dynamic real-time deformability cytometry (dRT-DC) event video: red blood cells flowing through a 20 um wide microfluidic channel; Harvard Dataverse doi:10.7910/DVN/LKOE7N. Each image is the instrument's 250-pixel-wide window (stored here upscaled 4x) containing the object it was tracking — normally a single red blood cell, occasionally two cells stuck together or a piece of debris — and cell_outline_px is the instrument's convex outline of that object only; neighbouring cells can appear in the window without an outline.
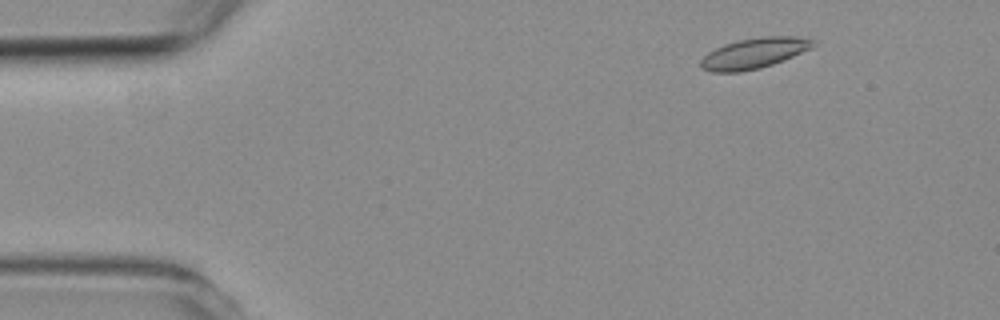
{"species": "common noctule bat (a hibernating species)", "species_latin": "Nyctalus noctula", "temperature_condition": "room temperature", "stored_images_in_passage": 5, "camera_frame_rate_fps": 3000, "um_per_image_px": 0.085, "animal": {"sex": "female", "body_mass_g": 19.3, "forearm_length_mm": 54.1}, "frame": {"image": 1, "passage_image": 2, "time_ms": 1.333, "image_size_px": [1000, 320], "cell_outline_px": [[816, 44], [812, 48], [772, 64], [760, 68], [740, 72], [712, 72], [700, 68], [700, 60], [708, 52], [724, 44], [740, 40], [760, 36], [800, 36], [816, 40]], "centroid_in_image_um": [64.11, 4.51], "position_along_channel_um": 20.9, "area_um2": 20.06}}
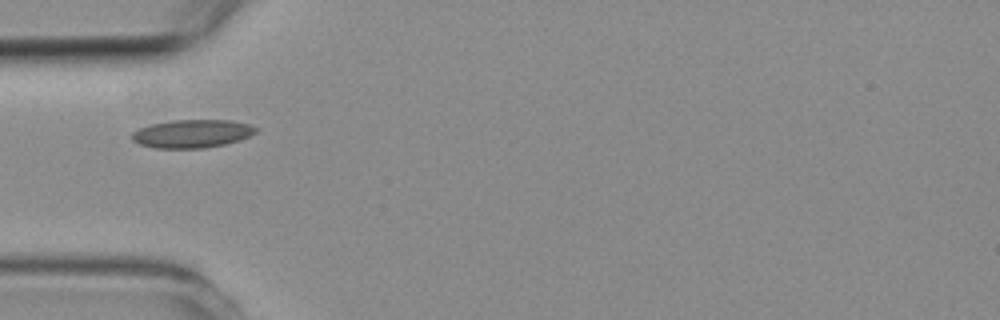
{"frame": {"image": 2, "passage_image": 5, "time_ms": 4.667, "image_size_px": [1000, 320], "cell_outline_px": [[256, 132], [240, 140], [224, 144], [204, 148], [156, 148], [140, 144], [132, 140], [132, 132], [140, 128], [152, 124], [172, 120], [232, 120], [252, 124], [256, 128]], "centroid_in_image_um": [16.35, 11.35], "position_along_channel_um": 68.7, "area_um2": 20.29}}